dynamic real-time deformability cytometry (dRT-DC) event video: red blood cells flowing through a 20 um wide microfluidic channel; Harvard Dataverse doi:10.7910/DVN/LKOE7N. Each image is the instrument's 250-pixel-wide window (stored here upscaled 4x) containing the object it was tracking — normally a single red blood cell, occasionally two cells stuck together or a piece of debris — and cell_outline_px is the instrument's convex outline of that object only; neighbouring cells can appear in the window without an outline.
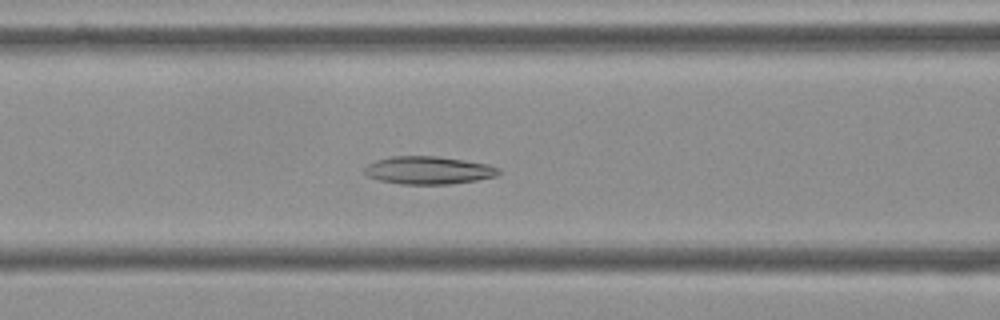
{"species": "Egyptian fruit bat (a non-hibernating species)", "species_latin": "Rousettus aegyptiacus", "temperature_condition": "cold", "stored_images_in_passage": 37, "camera_frame_rate_fps": 3000, "um_per_image_px": 0.085, "frame": {"image": 1, "passage_image": 17, "time_ms": 5.333, "image_size_px": [1000, 320], "cell_outline_px": [[500, 172], [496, 176], [476, 180], [448, 184], [400, 184], [380, 180], [368, 176], [364, 172], [364, 168], [368, 164], [376, 160], [392, 156], [436, 156], [464, 160], [488, 164], [500, 168]], "centroid_in_image_um": [36.42, 14.47], "position_along_channel_um": 130.2, "area_um2": 21.68}}
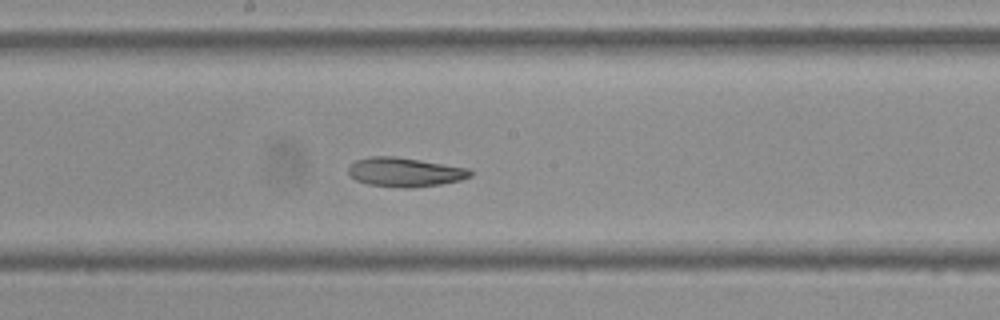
{"frame": {"image": 2, "passage_image": 24, "time_ms": 7.667, "image_size_px": [1000, 320], "cell_outline_px": [[472, 176], [460, 180], [440, 184], [412, 188], [404, 188], [368, 184], [356, 180], [348, 172], [348, 168], [356, 160], [368, 156], [396, 156], [468, 168], [472, 172]], "centroid_in_image_um": [34.41, 14.63], "position_along_channel_um": 213.8, "area_um2": 20.63}}
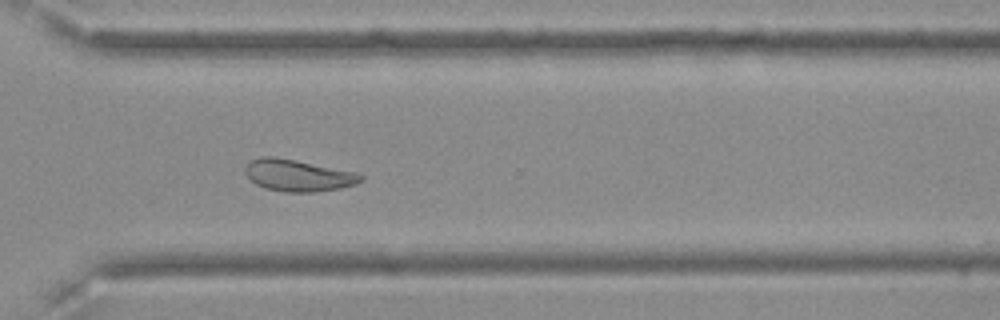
{"frame": {"image": 3, "passage_image": 35, "time_ms": 11.333, "image_size_px": [1000, 320], "cell_outline_px": [[364, 180], [356, 184], [340, 188], [316, 192], [284, 192], [264, 188], [256, 184], [244, 172], [244, 168], [252, 160], [260, 156], [272, 156], [296, 160], [352, 172], [364, 176]], "centroid_in_image_um": [25.31, 14.92], "position_along_channel_um": 345.3, "area_um2": 21.21}, "authors_computed_cell_mechanics": {"area_um2": 21.386, "velocity_mm_per_s": 3.5862, "shape_relaxation_time_tau1_ms": null, "shape_relaxation_time_tau2_ms": 4.5074, "deformation_change_tau1": null, "deformation_change_tau2": 0.1085}}